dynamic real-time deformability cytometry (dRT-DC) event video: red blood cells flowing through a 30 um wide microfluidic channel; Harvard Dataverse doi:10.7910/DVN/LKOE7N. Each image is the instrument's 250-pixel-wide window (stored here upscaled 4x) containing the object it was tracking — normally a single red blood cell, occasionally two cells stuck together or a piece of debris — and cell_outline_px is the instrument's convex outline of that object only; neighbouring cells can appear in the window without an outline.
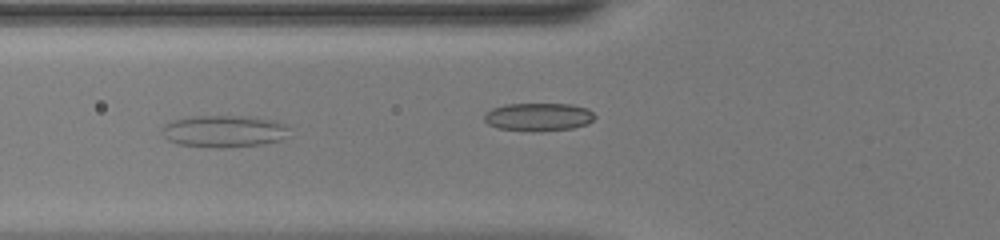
{"species": "common noctule bat (a hibernating species)", "species_latin": "Nyctalus noctula", "temperature_condition": "warm", "stored_images_in_passage": 50, "camera_frame_rate_fps": 3000, "um_per_image_px": 0.085, "animal": {"sex": "female", "body_mass_g": 20.0, "forearm_length_mm": 54.0}, "frame": {"image": 1, "passage_image": 20, "time_ms": 6.333, "image_size_px": [1000, 240], "cell_outline_px": [[288, 128], [284, 136], [280, 140], [264, 144], [224, 148], [212, 148], [180, 144], [168, 140], [160, 132], [160, 128], [164, 124], [172, 120], [192, 116], [248, 116], [276, 120], [284, 124]], "centroid_in_image_um": [18.99, 11.15], "position_along_channel_um": 106.8, "area_um2": 23.93}}
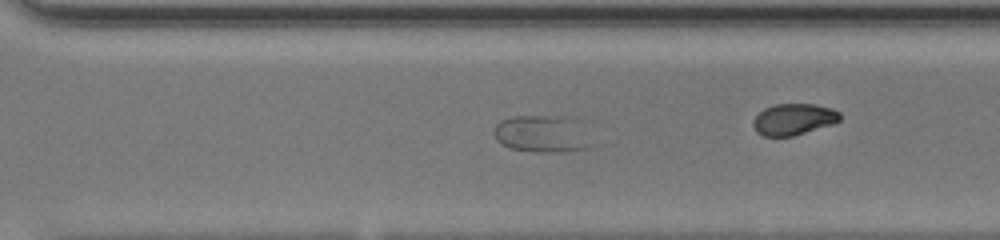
{"frame": {"image": 2, "passage_image": 36, "time_ms": 11.667, "image_size_px": [1000, 240], "cell_outline_px": [[592, 148], [568, 152], [536, 152], [512, 148], [496, 140], [492, 132], [496, 124], [500, 120], [512, 116], [548, 116], [580, 120]], "centroid_in_image_um": [46.07, 11.39], "position_along_channel_um": 324.5, "area_um2": 21.21}}
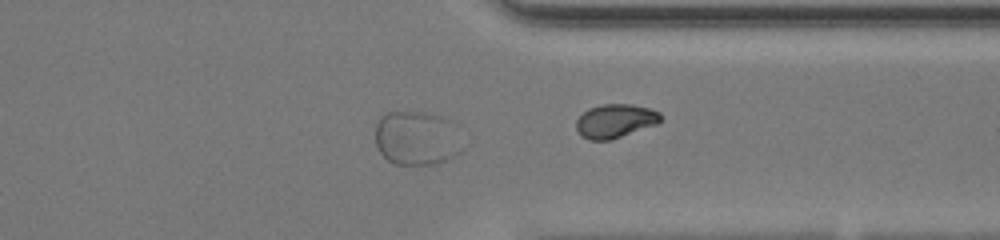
{"frame": {"image": 3, "passage_image": 40, "time_ms": 13.0, "image_size_px": [1000, 240], "cell_outline_px": [[464, 148], [460, 152], [436, 164], [396, 164], [388, 160], [380, 152], [376, 144], [376, 124], [380, 116], [384, 112], [424, 112], [440, 116], [448, 120], [452, 124]], "centroid_in_image_um": [35.39, 11.73], "position_along_channel_um": 376.0, "area_um2": 27.34}}